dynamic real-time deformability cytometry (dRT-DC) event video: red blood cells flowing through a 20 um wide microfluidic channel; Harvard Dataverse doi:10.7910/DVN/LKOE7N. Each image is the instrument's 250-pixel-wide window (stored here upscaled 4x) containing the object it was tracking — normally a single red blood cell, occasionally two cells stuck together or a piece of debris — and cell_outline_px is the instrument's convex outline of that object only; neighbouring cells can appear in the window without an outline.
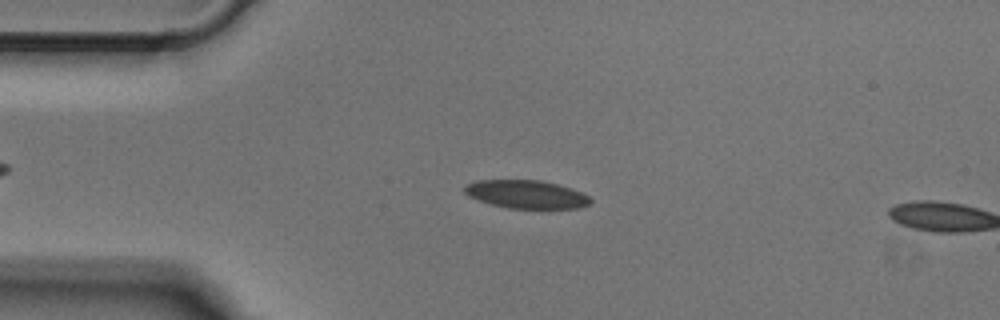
{"species": "Egyptian fruit bat (a non-hibernating species)", "species_latin": "Rousettus aegyptiacus", "temperature_condition": "cold", "stored_images_in_passage": 8, "camera_frame_rate_fps": 3000, "um_per_image_px": 0.085, "animal": {"sex": "male"}, "frame": {"image": 1, "passage_image": 6, "time_ms": 1.667, "image_size_px": [1000, 320], "cell_outline_px": [[592, 200], [588, 204], [580, 208], [508, 208], [476, 200], [468, 196], [464, 192], [464, 188], [468, 184], [476, 180], [540, 180], [572, 188], [588, 196]], "centroid_in_image_um": [44.71, 16.51], "position_along_channel_um": 40.3, "area_um2": 20.58}}